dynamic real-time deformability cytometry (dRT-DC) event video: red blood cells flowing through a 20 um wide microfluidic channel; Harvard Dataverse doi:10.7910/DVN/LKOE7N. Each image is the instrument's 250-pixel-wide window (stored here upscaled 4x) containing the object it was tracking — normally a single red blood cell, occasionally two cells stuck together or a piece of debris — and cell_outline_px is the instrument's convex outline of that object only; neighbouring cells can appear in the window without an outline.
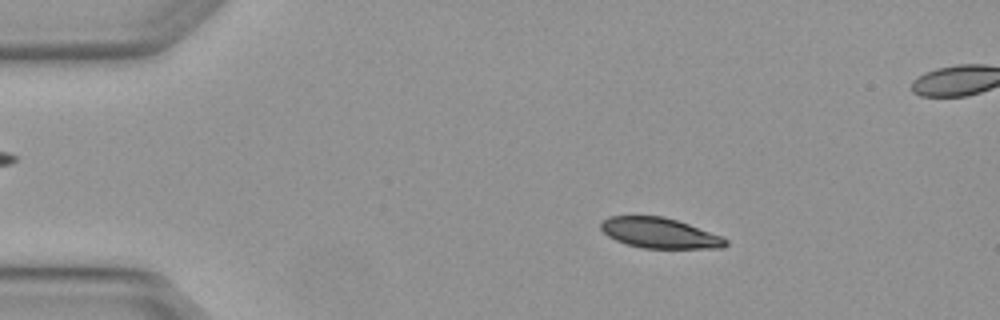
{"species": "Egyptian fruit bat (a non-hibernating species)", "species_latin": "Rousettus aegyptiacus", "temperature_condition": "warm", "stored_images_in_passage": 5, "camera_frame_rate_fps": 3000, "um_per_image_px": 0.085, "animal": {"sex": "female"}, "frame": {"image": 1, "passage_image": 2, "time_ms": 0.333, "image_size_px": [1000, 320], "cell_outline_px": [[728, 244], [724, 248], [640, 248], [616, 240], [608, 236], [600, 228], [600, 220], [608, 216], [664, 216], [724, 236], [728, 240]], "centroid_in_image_um": [56.07, 19.8], "position_along_channel_um": 28.9, "area_um2": 22.25}}
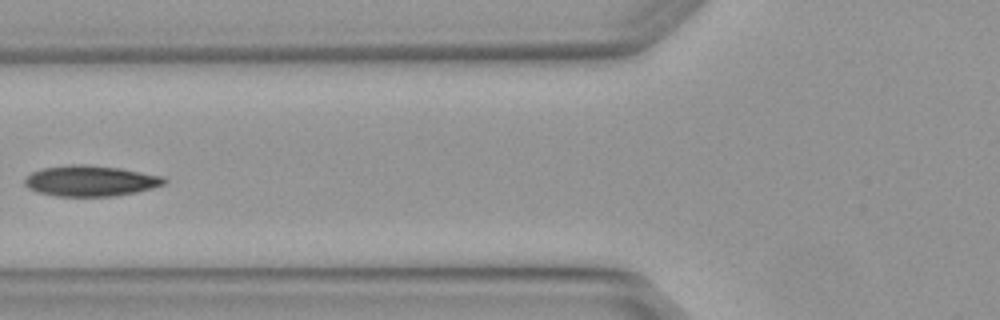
{"frame": {"image": 2, "passage_image": 5, "time_ms": 1.333, "image_size_px": [1000, 320], "cell_outline_px": [[168, 180], [164, 184], [152, 188], [136, 192], [116, 196], [56, 196], [40, 192], [28, 188], [24, 184], [24, 180], [32, 172], [44, 168], [72, 164], [84, 164], [120, 168], [164, 176]], "centroid_in_image_um": [7.73, 15.37], "position_along_channel_um": 118.1, "area_um2": 24.91}}